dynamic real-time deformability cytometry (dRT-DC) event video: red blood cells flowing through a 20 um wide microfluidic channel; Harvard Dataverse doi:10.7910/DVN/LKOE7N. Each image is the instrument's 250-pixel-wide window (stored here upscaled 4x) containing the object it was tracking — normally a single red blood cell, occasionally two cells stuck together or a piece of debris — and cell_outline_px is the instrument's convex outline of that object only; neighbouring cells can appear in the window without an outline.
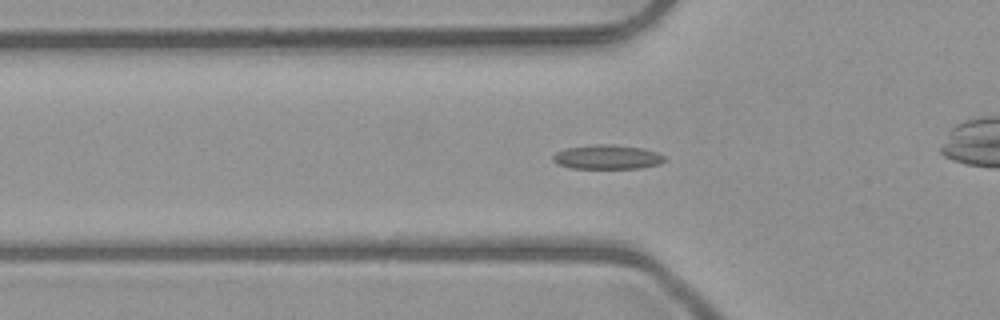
{"species": "common noctule bat (a hibernating species)", "species_latin": "Nyctalus noctula", "temperature_condition": "room temperature", "stored_images_in_passage": 52, "camera_frame_rate_fps": 3000, "um_per_image_px": 0.085, "animal": {"sex": "male", "body_mass_g": 23.1, "forearm_length_mm": 52.7}, "frame": {"image": 1, "passage_image": 17, "time_ms": 5.333, "image_size_px": [1000, 320], "cell_outline_px": [[664, 160], [660, 164], [640, 168], [572, 168], [556, 164], [552, 160], [552, 156], [556, 152], [568, 148], [596, 144], [612, 144], [644, 148], [656, 152], [664, 156]], "centroid_in_image_um": [51.6, 13.35], "position_along_channel_um": 74.2, "area_um2": 15.78}}
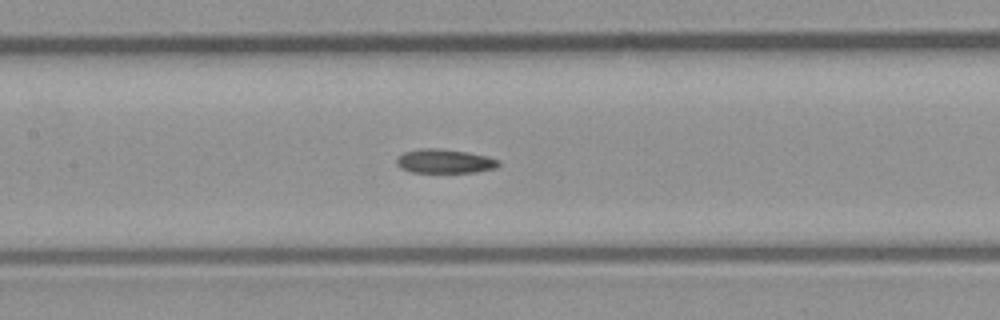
{"frame": {"image": 2, "passage_image": 24, "time_ms": 7.667, "image_size_px": [1000, 320], "cell_outline_px": [[500, 164], [496, 168], [476, 172], [408, 172], [400, 168], [396, 164], [396, 160], [404, 152], [420, 148], [436, 148], [468, 152], [488, 156], [500, 160]], "centroid_in_image_um": [37.8, 13.7], "position_along_channel_um": 169.6, "area_um2": 14.39}}
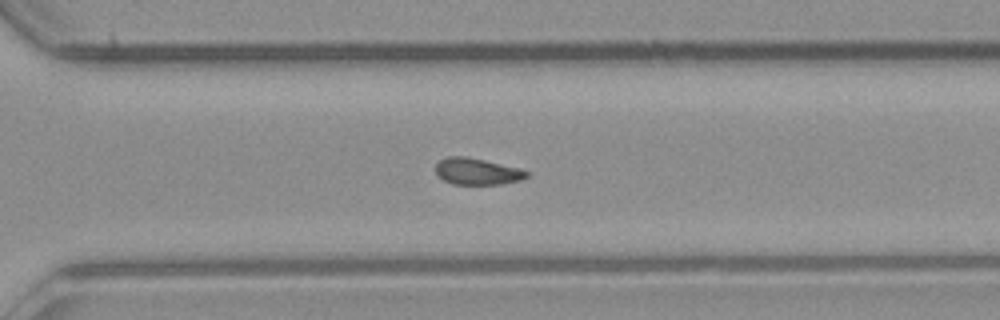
{"frame": {"image": 3, "passage_image": 36, "time_ms": 11.667, "image_size_px": [1000, 320], "cell_outline_px": [[528, 176], [520, 180], [500, 184], [452, 184], [444, 180], [436, 172], [436, 164], [440, 160], [448, 156], [464, 156], [484, 160], [516, 168], [528, 172]], "centroid_in_image_um": [40.52, 14.57], "position_along_channel_um": 330.1, "area_um2": 13.76}, "authors_computed_cell_mechanics": {"area_um2": 14.739, "velocity_mm_per_s": 4.0272, "shape_relaxation_time_tau1_ms": null, "shape_relaxation_time_tau2_ms": 6.9738, "deformation_change_tau1": null, "deformation_change_tau2": 0.1158}}